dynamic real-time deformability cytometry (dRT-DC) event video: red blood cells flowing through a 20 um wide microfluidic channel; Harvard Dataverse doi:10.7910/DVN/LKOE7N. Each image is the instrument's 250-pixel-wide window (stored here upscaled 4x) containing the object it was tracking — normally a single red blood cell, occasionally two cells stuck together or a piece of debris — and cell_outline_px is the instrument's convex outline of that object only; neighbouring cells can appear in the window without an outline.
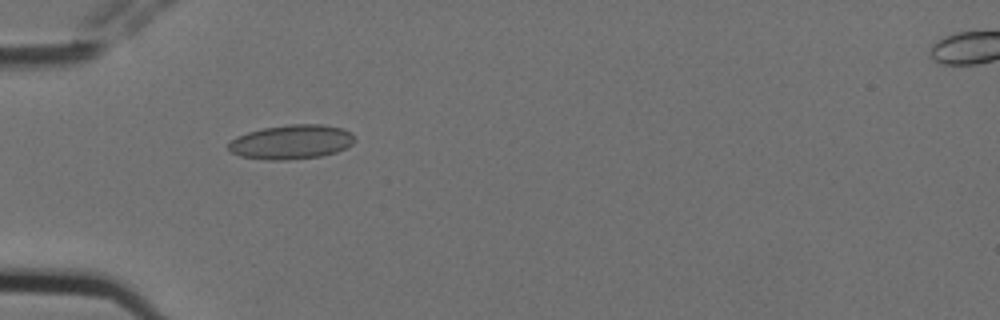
{"species": "Egyptian fruit bat (a non-hibernating species)", "species_latin": "Rousettus aegyptiacus", "temperature_condition": "cold", "stored_images_in_passage": 2, "camera_frame_rate_fps": 3000, "um_per_image_px": 0.085, "animal": {"sex": "female"}, "frame": {"image": 1, "passage_image": 1, "time_ms": 0.0, "image_size_px": [1000, 320], "cell_outline_px": [[356, 140], [352, 144], [336, 152], [320, 156], [288, 160], [268, 160], [240, 156], [232, 152], [228, 148], [228, 144], [236, 136], [248, 132], [264, 128], [288, 124], [320, 124], [340, 128], [352, 132]], "centroid_in_image_um": [24.77, 12.06], "position_along_channel_um": 60.2, "area_um2": 25.2}}
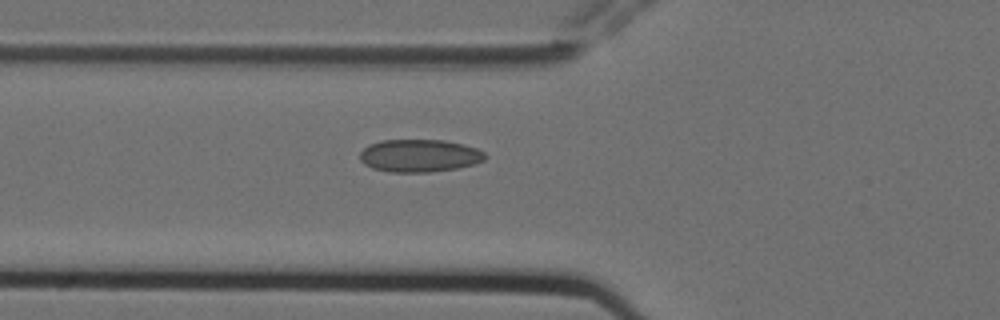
{"frame": {"image": 2, "passage_image": 2, "time_ms": 0.333, "image_size_px": [1000, 320], "cell_outline_px": [[488, 156], [484, 160], [472, 164], [456, 168], [428, 172], [388, 172], [372, 168], [364, 164], [360, 160], [360, 152], [368, 144], [380, 140], [444, 140], [464, 144], [476, 148], [484, 152]], "centroid_in_image_um": [35.63, 13.22], "position_along_channel_um": 90.2, "area_um2": 23.93}}